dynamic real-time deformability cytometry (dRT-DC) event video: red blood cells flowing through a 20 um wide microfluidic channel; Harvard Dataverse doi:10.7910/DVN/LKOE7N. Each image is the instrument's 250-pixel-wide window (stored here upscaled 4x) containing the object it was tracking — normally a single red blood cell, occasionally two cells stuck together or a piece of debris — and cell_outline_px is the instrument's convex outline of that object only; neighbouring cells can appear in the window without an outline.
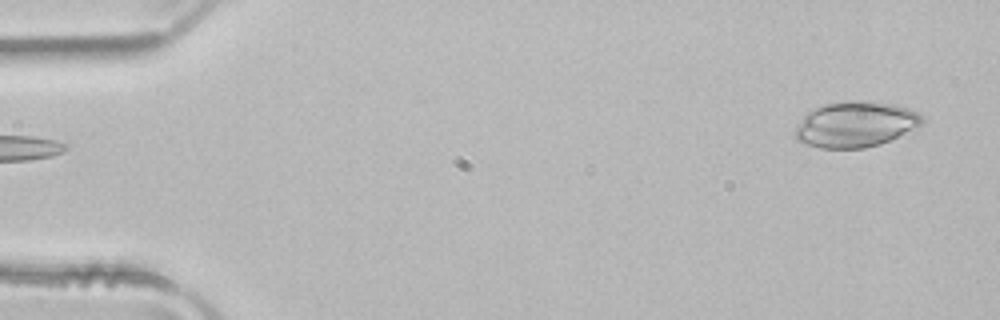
{"species": "common noctule bat (a hibernating species)", "species_latin": "Nyctalus noctula", "temperature_condition": "room temperature", "stored_images_in_passage": 48, "camera_frame_rate_fps": 3000, "um_per_image_px": 0.085, "animal": {"sex": "male", "body_mass_g": 21.5, "forearm_length_mm": 52.0}, "frame": {"image": 1, "passage_image": 1, "time_ms": 0.0, "image_size_px": [1000, 320], "cell_outline_px": [[924, 120], [916, 128], [880, 144], [864, 148], [820, 148], [804, 144], [796, 140], [792, 136], [800, 120], [808, 112], [824, 104], [856, 100], [868, 100], [896, 104], [908, 108], [924, 116]], "centroid_in_image_um": [72.7, 10.57], "position_along_channel_um": 12.3, "area_um2": 33.93}}
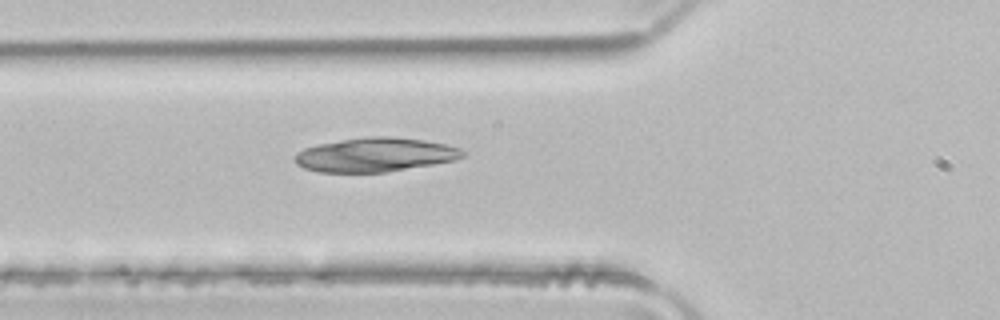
{"frame": {"image": 2, "passage_image": 16, "time_ms": 5.0, "image_size_px": [1000, 320], "cell_outline_px": [[468, 152], [464, 156], [456, 160], [388, 172], [320, 172], [304, 168], [296, 164], [296, 152], [304, 148], [316, 144], [340, 140], [368, 136], [388, 136], [424, 140], [444, 144], [460, 148]], "centroid_in_image_um": [31.9, 13.15], "position_along_channel_um": 93.9, "area_um2": 33.41}}
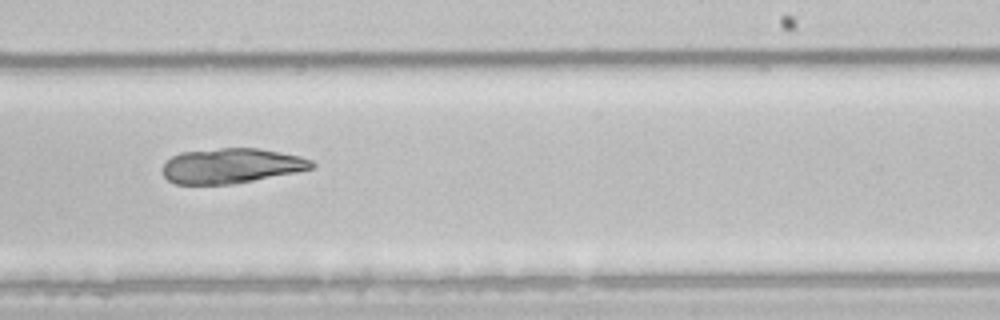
{"frame": {"image": 3, "passage_image": 29, "time_ms": 9.333, "image_size_px": [1000, 320], "cell_outline_px": [[316, 168], [296, 172], [232, 184], [176, 184], [168, 180], [164, 176], [160, 168], [172, 156], [180, 152], [220, 148], [256, 148], [300, 156], [312, 160], [316, 164]], "centroid_in_image_um": [19.65, 14.09], "position_along_channel_um": 269.4, "area_um2": 30.46}}